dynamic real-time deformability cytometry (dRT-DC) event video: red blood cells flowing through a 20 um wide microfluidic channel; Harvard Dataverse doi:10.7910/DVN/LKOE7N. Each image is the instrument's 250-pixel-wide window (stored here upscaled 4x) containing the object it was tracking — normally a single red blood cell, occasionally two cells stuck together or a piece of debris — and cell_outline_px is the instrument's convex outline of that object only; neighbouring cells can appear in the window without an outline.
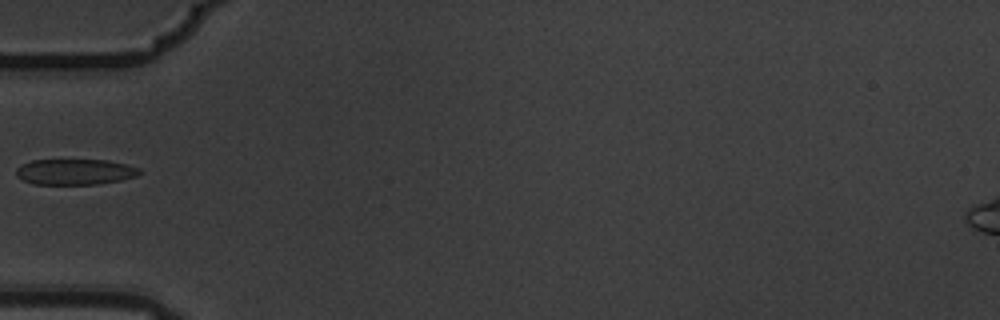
{"species": "common noctule bat (a hibernating species)", "species_latin": "Nyctalus noctula", "temperature_condition": "warm", "stored_images_in_passage": 6, "camera_frame_rate_fps": 3000, "um_per_image_px": 0.085, "animal": {"sex": "male", "body_mass_g": 19.5, "forearm_length_mm": 54.6}, "frame": {"image": 1, "passage_image": 6, "time_ms": 1.667, "image_size_px": [1000, 320], "cell_outline_px": [[144, 172], [136, 176], [120, 180], [96, 184], [32, 184], [16, 176], [16, 168], [20, 164], [32, 160], [108, 160], [140, 168]], "centroid_in_image_um": [6.36, 14.6], "position_along_channel_um": 78.6, "area_um2": 18.55}}